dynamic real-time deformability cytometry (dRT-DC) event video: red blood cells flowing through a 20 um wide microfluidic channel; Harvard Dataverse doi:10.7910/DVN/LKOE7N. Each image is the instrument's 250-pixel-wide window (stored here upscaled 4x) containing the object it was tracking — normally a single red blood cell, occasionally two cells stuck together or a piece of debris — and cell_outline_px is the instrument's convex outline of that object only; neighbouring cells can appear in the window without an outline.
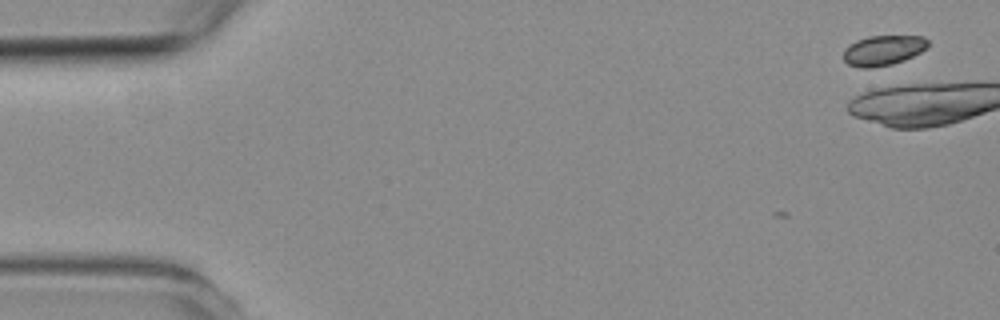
{"species": "common noctule bat (a hibernating species)", "species_latin": "Nyctalus noctula", "temperature_condition": "room temperature", "stored_images_in_passage": 5, "camera_frame_rate_fps": 3000, "um_per_image_px": 0.085, "animal": {"sex": "female", "body_mass_g": 19.3, "forearm_length_mm": 54.1}, "frame": {"image": 1, "passage_image": 1, "time_ms": 0.0, "image_size_px": [1000, 320], "cell_outline_px": [[928, 48], [904, 60], [892, 64], [872, 68], [860, 68], [848, 64], [844, 60], [844, 48], [848, 44], [856, 40], [868, 36], [924, 36], [928, 40]], "centroid_in_image_um": [75.06, 4.28], "position_along_channel_um": 9.9, "area_um2": 14.97}}